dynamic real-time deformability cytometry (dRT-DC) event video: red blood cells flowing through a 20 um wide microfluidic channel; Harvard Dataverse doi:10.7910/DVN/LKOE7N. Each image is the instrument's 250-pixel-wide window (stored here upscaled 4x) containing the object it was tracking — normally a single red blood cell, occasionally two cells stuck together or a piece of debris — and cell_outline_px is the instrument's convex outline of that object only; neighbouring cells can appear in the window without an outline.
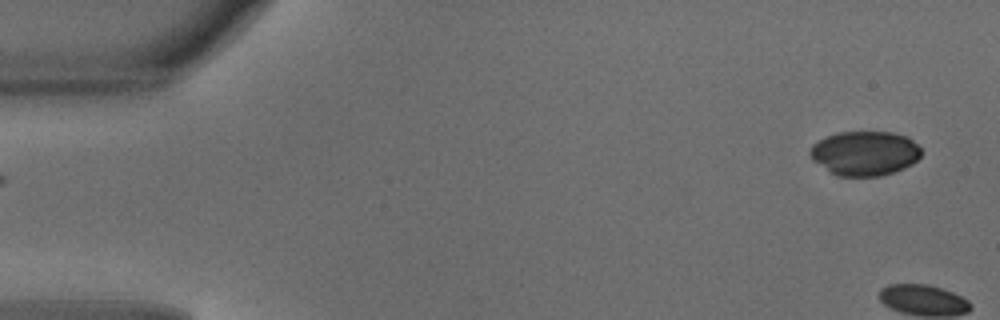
{"species": "common noctule bat (a hibernating species)", "species_latin": "Nyctalus noctula", "temperature_condition": "warm", "stored_images_in_passage": 4, "camera_frame_rate_fps": 3000, "um_per_image_px": 0.085, "animal": {"sex": "male", "body_mass_g": 18.8}, "frame": {"image": 1, "passage_image": 1, "time_ms": 0.0, "image_size_px": [1000, 320], "cell_outline_px": [[920, 156], [912, 164], [904, 168], [880, 176], [836, 176], [812, 160], [808, 152], [812, 144], [836, 132], [892, 132], [908, 136], [920, 148]], "centroid_in_image_um": [73.48, 13.03], "position_along_channel_um": 11.5, "area_um2": 28.84}}